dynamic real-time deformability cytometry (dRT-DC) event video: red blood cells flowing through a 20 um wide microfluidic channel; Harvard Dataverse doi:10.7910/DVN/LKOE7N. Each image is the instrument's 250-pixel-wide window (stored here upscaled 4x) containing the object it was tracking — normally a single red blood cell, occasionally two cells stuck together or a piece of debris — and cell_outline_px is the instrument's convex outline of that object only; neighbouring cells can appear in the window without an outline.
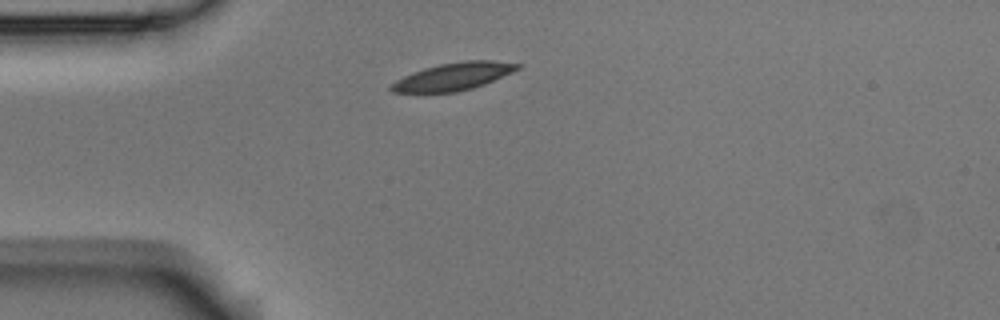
{"species": "Egyptian fruit bat (a non-hibernating species)", "species_latin": "Rousettus aegyptiacus", "temperature_condition": "room temperature", "stored_images_in_passage": 40, "camera_frame_rate_fps": 3000, "um_per_image_px": 0.085, "animal": {"sex": "male"}, "frame": {"image": 1, "passage_image": 1, "time_ms": 0.0, "image_size_px": [1000, 320], "cell_outline_px": [[512, 68], [488, 80], [464, 88], [444, 92], [404, 92], [392, 88], [396, 84], [420, 72], [432, 68], [448, 64], [512, 64]], "centroid_in_image_um": [38.33, 6.59], "position_along_channel_um": 46.7, "area_um2": 15.49}}
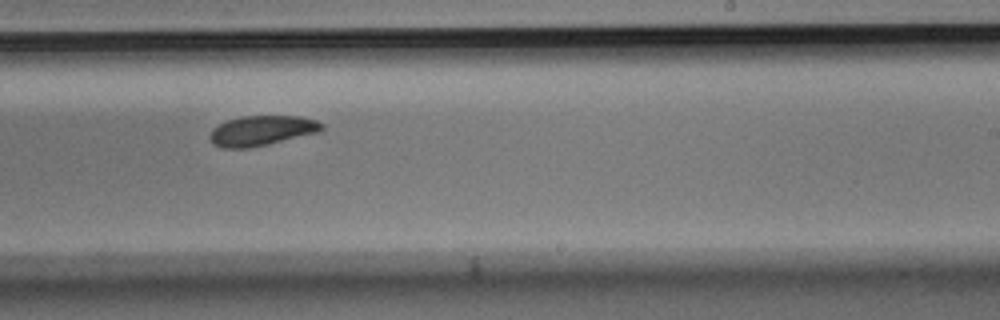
{"frame": {"image": 2, "passage_image": 20, "time_ms": 6.333, "image_size_px": [1000, 320], "cell_outline_px": [[320, 128], [256, 144], [220, 144], [212, 140], [212, 136], [224, 124], [236, 120], [264, 116], [272, 116], [308, 120], [320, 124]], "centroid_in_image_um": [22.21, 11.04], "position_along_channel_um": 266.8, "area_um2": 14.85}}
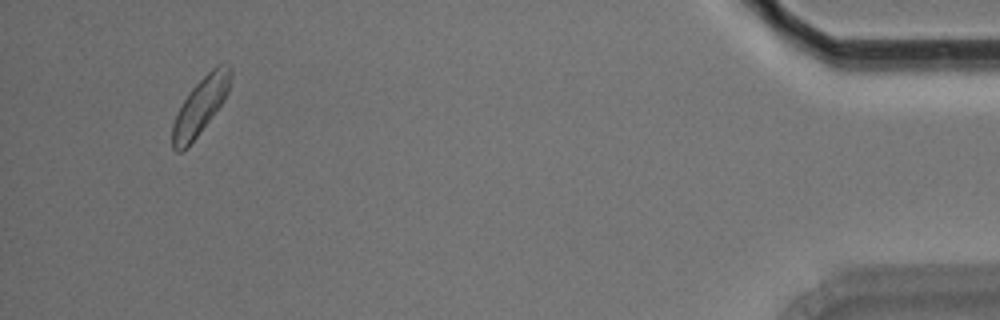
{"frame": {"image": 3, "passage_image": 38, "time_ms": 12.333, "image_size_px": [1000, 320], "cell_outline_px": [[220, 100], [192, 140], [184, 148], [172, 140], [172, 136], [176, 120], [188, 96], [208, 76]], "centroid_in_image_um": [16.58, 9.59], "position_along_channel_um": 418.6, "area_um2": 11.96}}